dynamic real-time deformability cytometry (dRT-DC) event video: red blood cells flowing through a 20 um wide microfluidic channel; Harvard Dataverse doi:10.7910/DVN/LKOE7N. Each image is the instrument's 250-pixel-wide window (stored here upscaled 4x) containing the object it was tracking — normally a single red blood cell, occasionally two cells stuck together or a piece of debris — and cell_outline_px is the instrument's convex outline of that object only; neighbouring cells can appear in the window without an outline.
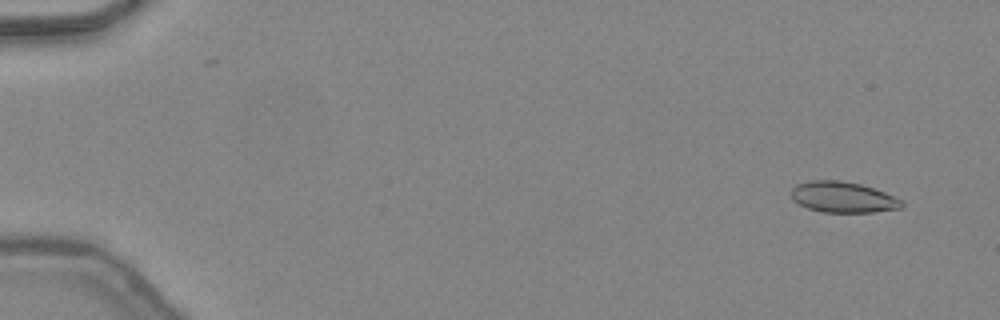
{"species": "common noctule bat (a hibernating species)", "species_latin": "Nyctalus noctula", "temperature_condition": "warm", "stored_images_in_passage": 12, "camera_frame_rate_fps": 3000, "um_per_image_px": 0.085, "animal": {"sex": "female", "body_mass_g": 24.6, "forearm_length_mm": 56.2}, "frame": {"image": 1, "passage_image": 4, "time_ms": 1.0, "image_size_px": [1000, 320], "cell_outline_px": [[904, 204], [900, 208], [876, 212], [820, 212], [808, 208], [792, 200], [792, 188], [796, 184], [812, 180], [840, 180], [860, 184], [884, 192], [904, 200]], "centroid_in_image_um": [71.66, 16.76], "position_along_channel_um": 13.3, "area_um2": 19.88}}